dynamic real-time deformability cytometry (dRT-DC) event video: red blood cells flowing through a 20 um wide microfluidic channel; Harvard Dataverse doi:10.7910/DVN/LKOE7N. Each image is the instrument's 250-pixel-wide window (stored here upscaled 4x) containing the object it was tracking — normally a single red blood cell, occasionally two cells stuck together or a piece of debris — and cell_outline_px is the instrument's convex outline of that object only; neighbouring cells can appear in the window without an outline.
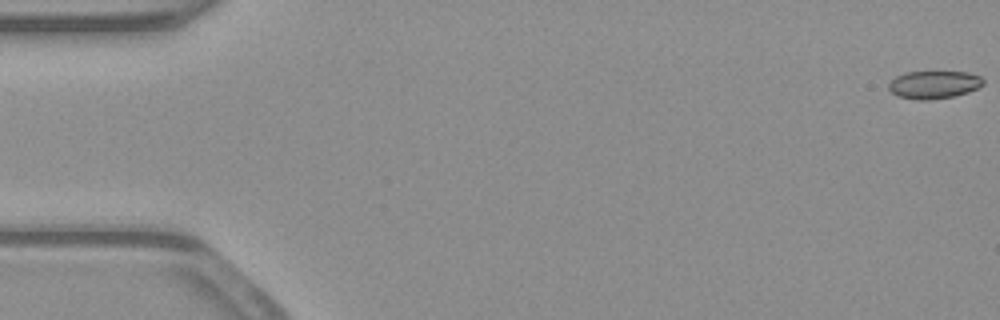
{"species": "common noctule bat (a hibernating species)", "species_latin": "Nyctalus noctula", "temperature_condition": "warm", "stored_images_in_passage": 53, "camera_frame_rate_fps": 3000, "um_per_image_px": 0.085, "animal": {"sex": "male", "body_mass_g": 23.1, "forearm_length_mm": 52.7}, "frame": {"image": 1, "passage_image": 1, "time_ms": 0.0, "image_size_px": [1000, 320], "cell_outline_px": [[984, 84], [968, 92], [952, 96], [928, 100], [916, 100], [896, 96], [888, 88], [888, 84], [896, 76], [908, 72], [968, 72], [980, 76], [984, 80]], "centroid_in_image_um": [79.37, 7.2], "position_along_channel_um": 5.6, "area_um2": 15.26}}
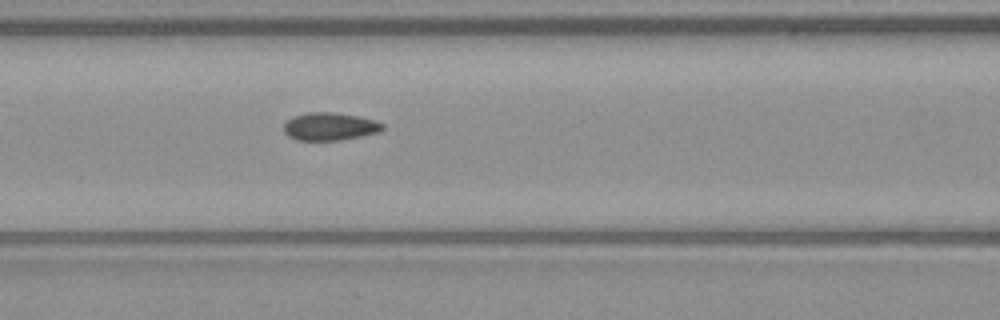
{"frame": {"image": 2, "passage_image": 23, "time_ms": 7.333, "image_size_px": [1000, 320], "cell_outline_px": [[384, 128], [380, 132], [340, 140], [296, 140], [288, 136], [284, 132], [284, 124], [292, 116], [308, 112], [336, 112], [360, 116], [376, 120], [384, 124]], "centroid_in_image_um": [28.05, 10.74], "position_along_channel_um": 138.6, "area_um2": 16.18}}
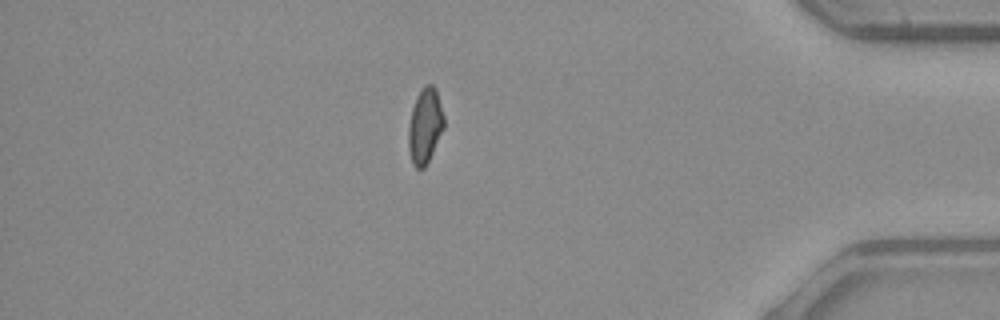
{"frame": {"image": 3, "passage_image": 46, "time_ms": 15.0, "image_size_px": [1000, 320], "cell_outline_px": [[444, 128], [424, 168], [416, 168], [412, 164], [408, 148], [408, 124], [412, 108], [416, 96], [424, 84], [432, 84], [436, 88], [444, 116]], "centroid_in_image_um": [36.11, 10.66], "position_along_channel_um": 399.1, "area_um2": 15.66}, "authors_computed_cell_mechanics": {"area_um2": 16.0106, "velocity_mm_per_s": 3.9396, "shape_relaxation_time_tau1_ms": null, "shape_relaxation_time_tau2_ms": 1.5743, "deformation_change_tau1": null, "deformation_change_tau2": 0.0692}}